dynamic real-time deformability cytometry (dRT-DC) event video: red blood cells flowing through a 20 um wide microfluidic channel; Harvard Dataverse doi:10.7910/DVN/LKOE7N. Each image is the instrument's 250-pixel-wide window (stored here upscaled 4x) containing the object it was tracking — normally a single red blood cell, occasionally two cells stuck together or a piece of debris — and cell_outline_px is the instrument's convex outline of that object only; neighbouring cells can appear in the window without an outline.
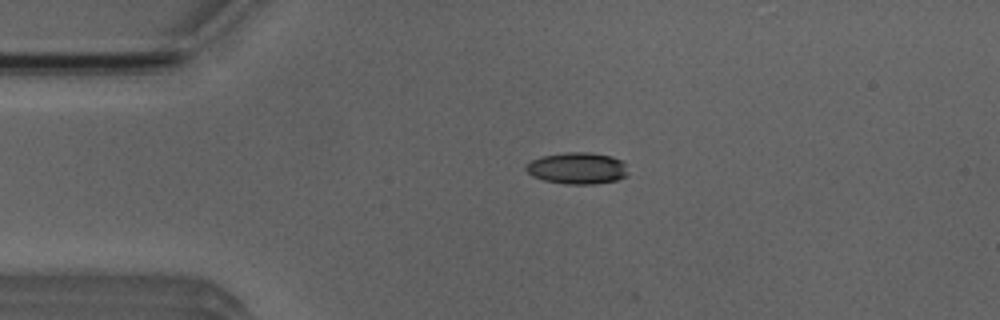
{"species": "Egyptian fruit bat (a non-hibernating species)", "species_latin": "Rousettus aegyptiacus", "temperature_condition": "room temperature", "stored_images_in_passage": 4, "camera_frame_rate_fps": 3000, "um_per_image_px": 0.085, "animal": {"sex": "male"}, "frame": {"image": 1, "passage_image": 2, "time_ms": 1.333, "image_size_px": [1000, 320], "cell_outline_px": [[628, 176], [616, 180], [592, 184], [564, 184], [544, 180], [532, 176], [524, 168], [532, 160], [544, 156], [564, 152], [592, 152], [612, 156], [624, 160], [628, 172]], "centroid_in_image_um": [49.12, 14.29], "position_along_channel_um": 35.9, "area_um2": 18.96}}